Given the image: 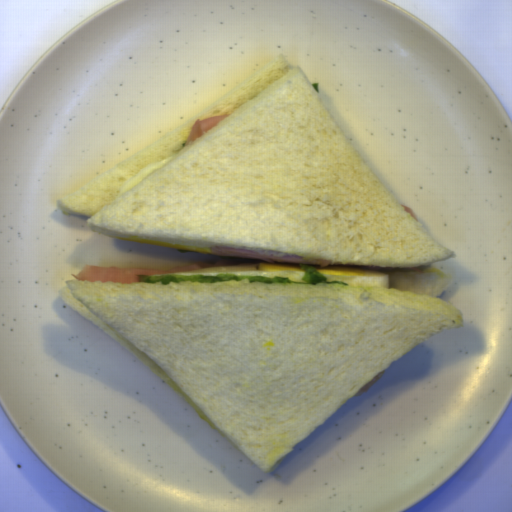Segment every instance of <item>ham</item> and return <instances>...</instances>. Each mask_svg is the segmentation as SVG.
<instances>
[{"label": "ham", "instance_id": "37f43c06", "mask_svg": "<svg viewBox=\"0 0 512 512\" xmlns=\"http://www.w3.org/2000/svg\"><path fill=\"white\" fill-rule=\"evenodd\" d=\"M234 265L223 261L214 263H196L172 269H121L114 266H90L81 268L77 274L71 276L76 280L96 283H133L140 282L138 275L174 274L195 269Z\"/></svg>", "mask_w": 512, "mask_h": 512}, {"label": "ham", "instance_id": "c238892f", "mask_svg": "<svg viewBox=\"0 0 512 512\" xmlns=\"http://www.w3.org/2000/svg\"><path fill=\"white\" fill-rule=\"evenodd\" d=\"M401 206L404 209V211H407L409 213L410 217H412L413 219L418 221L415 212L411 208H409L408 206H405V205H401Z\"/></svg>", "mask_w": 512, "mask_h": 512}, {"label": "ham", "instance_id": "65de58e3", "mask_svg": "<svg viewBox=\"0 0 512 512\" xmlns=\"http://www.w3.org/2000/svg\"><path fill=\"white\" fill-rule=\"evenodd\" d=\"M407 269H412L414 272L424 273L422 269H417V268H415V267L407 268Z\"/></svg>", "mask_w": 512, "mask_h": 512}, {"label": "ham", "instance_id": "4e895bc4", "mask_svg": "<svg viewBox=\"0 0 512 512\" xmlns=\"http://www.w3.org/2000/svg\"><path fill=\"white\" fill-rule=\"evenodd\" d=\"M384 369L379 372L373 379H371L361 390H359L354 396H358L360 394H363L367 390H369L376 382L377 380L383 375Z\"/></svg>", "mask_w": 512, "mask_h": 512}, {"label": "ham", "instance_id": "d13d27c6", "mask_svg": "<svg viewBox=\"0 0 512 512\" xmlns=\"http://www.w3.org/2000/svg\"><path fill=\"white\" fill-rule=\"evenodd\" d=\"M230 115V114H229ZM229 115L222 116H214L207 119H197L193 125V128L190 132V135L184 146H189L196 139L216 127L219 123H221L224 119H226Z\"/></svg>", "mask_w": 512, "mask_h": 512}, {"label": "ham", "instance_id": "09b19980", "mask_svg": "<svg viewBox=\"0 0 512 512\" xmlns=\"http://www.w3.org/2000/svg\"><path fill=\"white\" fill-rule=\"evenodd\" d=\"M211 255H219L247 260H255L269 263H280V264H290V265H317L321 266V268H327L331 261L328 260H319L317 262H313L304 258H301L296 255H263L255 251H251L248 249H240V248H232V247H224V246H213L210 248Z\"/></svg>", "mask_w": 512, "mask_h": 512}]
</instances>
